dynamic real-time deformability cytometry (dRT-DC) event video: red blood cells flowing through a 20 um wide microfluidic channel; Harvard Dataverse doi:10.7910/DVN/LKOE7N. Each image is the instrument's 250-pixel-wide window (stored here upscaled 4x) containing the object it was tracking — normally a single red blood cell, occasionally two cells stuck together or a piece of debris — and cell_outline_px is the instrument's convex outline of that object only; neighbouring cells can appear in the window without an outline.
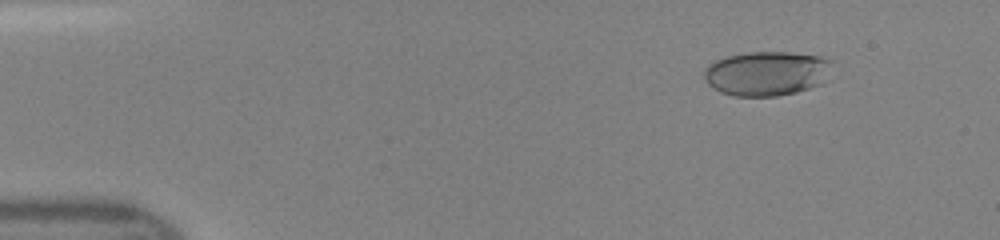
{"species": "human", "species_latin": "Homo sapiens", "temperature_condition": "room temperature", "stored_images_in_passage": 48, "camera_frame_rate_fps": 3000, "um_per_image_px": 0.085, "donor": {"sex": "female"}, "frame": {"image": 1, "passage_image": 6, "time_ms": 1.667, "image_size_px": [1000, 240], "cell_outline_px": [[832, 60], [820, 84], [796, 92], [776, 96], [736, 96], [720, 92], [708, 84], [704, 76], [704, 68], [708, 64], [724, 56], [748, 52], [788, 52], [820, 56]], "centroid_in_image_um": [65.09, 6.23], "position_along_channel_um": 19.9, "area_um2": 32.89}}
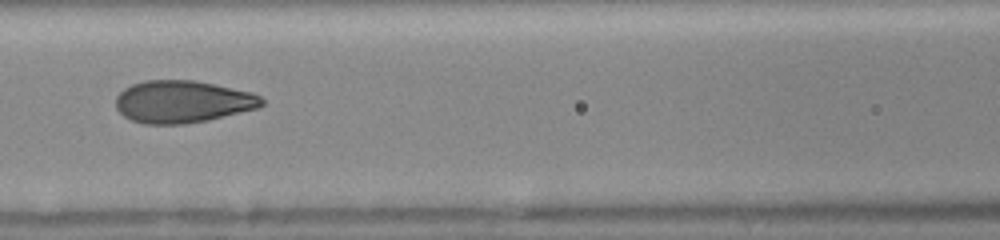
{"frame": {"image": 2, "passage_image": 22, "time_ms": 7.0, "image_size_px": [1000, 240], "cell_outline_px": [[264, 104], [260, 108], [208, 120], [184, 124], [144, 124], [132, 120], [124, 116], [116, 108], [116, 96], [124, 88], [132, 84], [144, 80], [192, 80], [252, 92], [260, 96], [264, 100]], "centroid_in_image_um": [15.52, 8.65], "position_along_channel_um": 151.1, "area_um2": 36.07}}
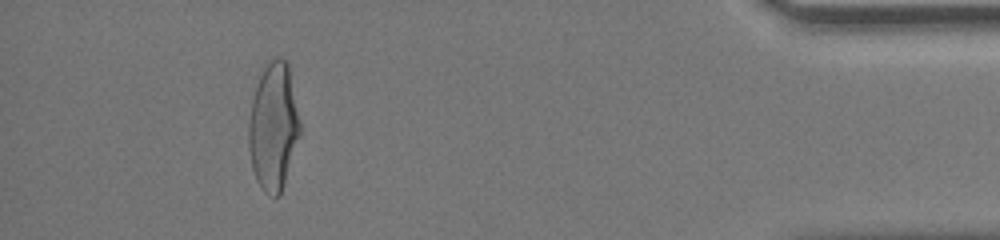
{"frame": {"image": 3, "passage_image": 44, "time_ms": 14.333, "image_size_px": [1000, 240], "cell_outline_px": [[300, 136], [280, 196], [272, 196], [264, 192], [260, 188], [256, 180], [252, 168], [248, 148], [248, 120], [252, 100], [256, 84], [264, 68], [276, 56], [280, 56], [288, 64], [300, 120]], "centroid_in_image_um": [23.23, 10.8], "position_along_channel_um": 412.0, "area_um2": 38.26}}